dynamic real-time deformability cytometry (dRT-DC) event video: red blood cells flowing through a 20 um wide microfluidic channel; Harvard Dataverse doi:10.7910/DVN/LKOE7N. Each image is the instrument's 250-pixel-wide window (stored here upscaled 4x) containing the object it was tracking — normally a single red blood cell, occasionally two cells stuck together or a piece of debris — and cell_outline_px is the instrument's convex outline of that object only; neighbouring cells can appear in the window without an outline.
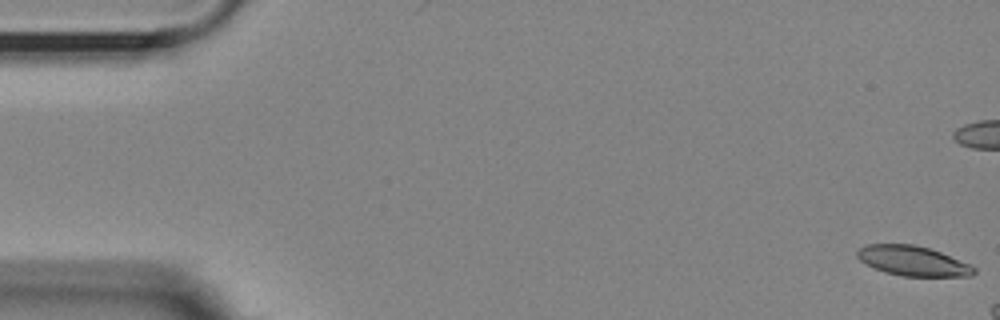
{"species": "Egyptian fruit bat (a non-hibernating species)", "species_latin": "Rousettus aegyptiacus", "temperature_condition": "room temperature", "stored_images_in_passage": 13, "camera_frame_rate_fps": 3000, "um_per_image_px": 0.085, "animal": {"sex": "female"}, "frame": {"image": 1, "passage_image": 1, "time_ms": 0.0, "image_size_px": [1000, 320], "cell_outline_px": [[976, 272], [972, 276], [904, 276], [884, 272], [860, 260], [856, 256], [856, 252], [860, 248], [868, 244], [912, 244], [928, 248], [940, 252], [968, 264], [976, 268]], "centroid_in_image_um": [77.58, 22.18], "position_along_channel_um": 7.4, "area_um2": 20.0}}